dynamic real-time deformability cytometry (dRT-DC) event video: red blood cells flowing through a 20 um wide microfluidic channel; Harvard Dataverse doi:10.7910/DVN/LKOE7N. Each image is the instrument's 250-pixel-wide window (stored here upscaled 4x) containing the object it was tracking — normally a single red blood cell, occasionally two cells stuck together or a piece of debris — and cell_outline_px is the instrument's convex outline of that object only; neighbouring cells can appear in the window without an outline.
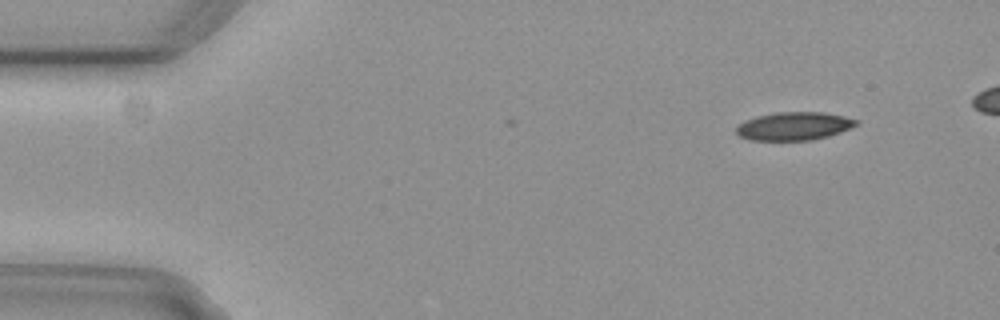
{"species": "common noctule bat (a hibernating species)", "species_latin": "Nyctalus noctula", "temperature_condition": "cold", "stored_images_in_passage": 5, "camera_frame_rate_fps": 3000, "um_per_image_px": 0.085, "animal": {"sex": "female", "body_mass_g": 29.2, "forearm_length_mm": 56.3}, "frame": {"image": 1, "passage_image": 2, "time_ms": 0.333, "image_size_px": [1000, 320], "cell_outline_px": [[860, 124], [840, 132], [828, 136], [812, 140], [752, 140], [740, 136], [736, 132], [736, 124], [744, 120], [756, 116], [776, 112], [824, 112], [844, 116], [860, 120]], "centroid_in_image_um": [67.5, 10.71], "position_along_channel_um": 17.5, "area_um2": 19.88}}